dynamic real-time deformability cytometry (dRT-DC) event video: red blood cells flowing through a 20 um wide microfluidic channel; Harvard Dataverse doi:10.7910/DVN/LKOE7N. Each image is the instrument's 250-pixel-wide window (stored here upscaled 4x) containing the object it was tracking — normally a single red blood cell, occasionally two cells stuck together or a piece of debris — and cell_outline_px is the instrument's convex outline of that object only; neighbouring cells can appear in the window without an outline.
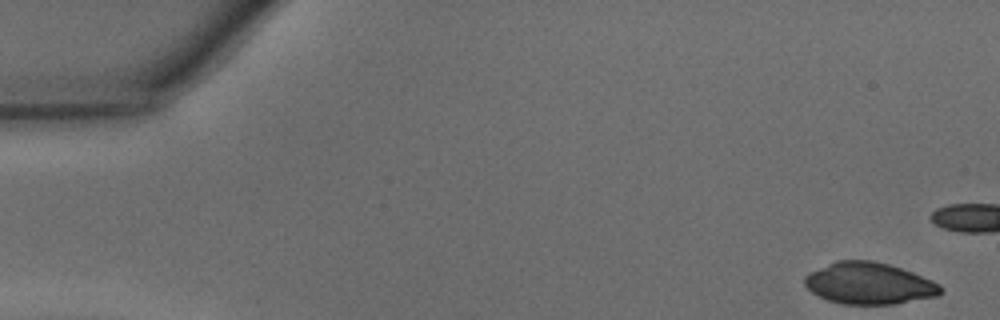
{"species": "common noctule bat (a hibernating species)", "species_latin": "Nyctalus noctula", "temperature_condition": "warm", "stored_images_in_passage": 36, "camera_frame_rate_fps": 3000, "um_per_image_px": 0.085, "animal": {"sex": "male", "body_mass_g": 15.6}, "frame": {"image": 1, "passage_image": 1, "time_ms": 0.0, "image_size_px": [1000, 320], "cell_outline_px": [[944, 292], [940, 296], [892, 304], [840, 304], [828, 300], [812, 292], [804, 284], [804, 276], [808, 272], [836, 260], [872, 260], [888, 264], [912, 272], [932, 280], [940, 284], [944, 288]], "centroid_in_image_um": [73.89, 24.09], "position_along_channel_um": 11.1, "area_um2": 33.23}}